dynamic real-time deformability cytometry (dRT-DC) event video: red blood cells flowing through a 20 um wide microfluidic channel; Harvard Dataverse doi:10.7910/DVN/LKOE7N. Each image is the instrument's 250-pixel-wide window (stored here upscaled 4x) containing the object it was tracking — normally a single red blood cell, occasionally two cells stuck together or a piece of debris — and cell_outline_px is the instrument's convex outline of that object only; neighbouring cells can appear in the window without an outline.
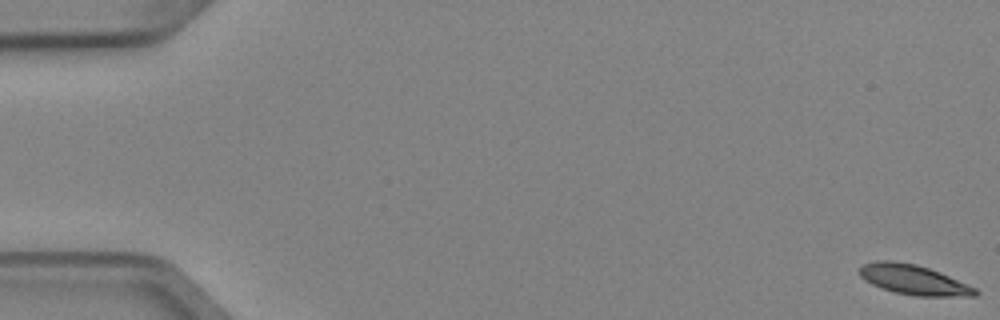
{"species": "Egyptian fruit bat (a non-hibernating species)", "species_latin": "Rousettus aegyptiacus", "temperature_condition": "cold", "stored_images_in_passage": 7, "camera_frame_rate_fps": 3000, "um_per_image_px": 0.085, "animal": {"sex": "female"}, "frame": {"image": 1, "passage_image": 1, "time_ms": 0.0, "image_size_px": [1000, 320], "cell_outline_px": [[980, 292], [976, 296], [916, 296], [896, 292], [872, 284], [864, 280], [860, 276], [860, 268], [864, 264], [876, 260], [892, 260], [916, 264], [940, 272], [976, 288]], "centroid_in_image_um": [77.67, 23.77], "position_along_channel_um": 7.3, "area_um2": 20.0}}
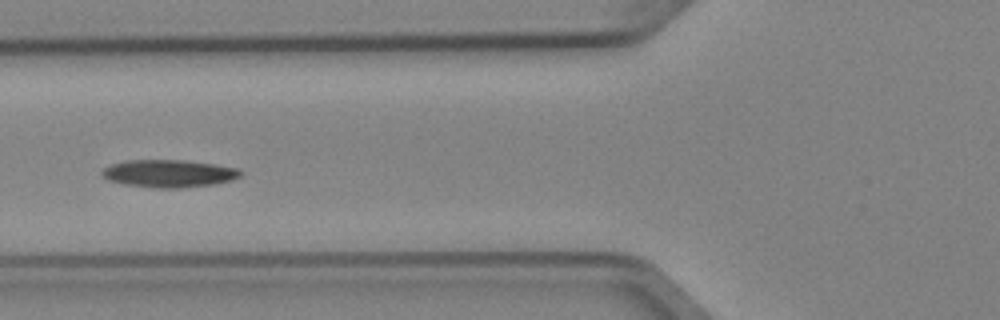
{"frame": {"image": 2, "passage_image": 6, "time_ms": 1.667, "image_size_px": [1000, 320], "cell_outline_px": [[244, 172], [240, 176], [232, 180], [216, 184], [180, 188], [156, 188], [124, 184], [108, 180], [100, 176], [100, 172], [104, 168], [112, 164], [124, 160], [184, 160], [212, 164], [236, 168]], "centroid_in_image_um": [14.32, 14.75], "position_along_channel_um": 111.5, "area_um2": 22.37}}
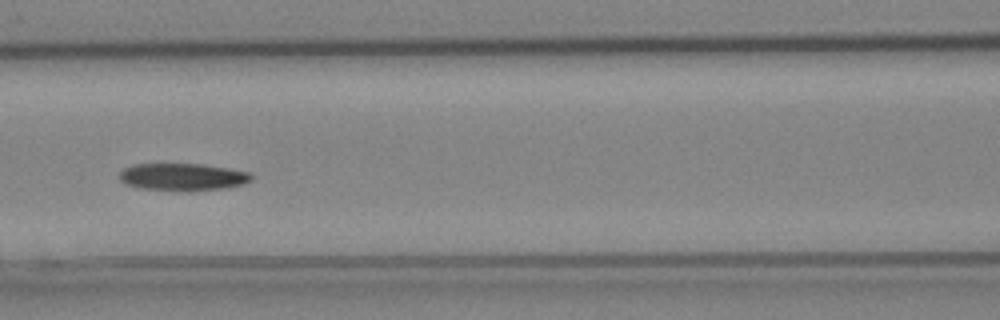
{"frame": {"image": 3, "passage_image": 7, "time_ms": 2.0, "image_size_px": [1000, 320], "cell_outline_px": [[252, 180], [244, 184], [224, 188], [188, 192], [140, 188], [124, 184], [120, 180], [120, 172], [124, 168], [132, 164], [200, 164], [228, 168], [252, 172]], "centroid_in_image_um": [15.54, 15.05], "position_along_channel_um": 151.1, "area_um2": 21.33}}